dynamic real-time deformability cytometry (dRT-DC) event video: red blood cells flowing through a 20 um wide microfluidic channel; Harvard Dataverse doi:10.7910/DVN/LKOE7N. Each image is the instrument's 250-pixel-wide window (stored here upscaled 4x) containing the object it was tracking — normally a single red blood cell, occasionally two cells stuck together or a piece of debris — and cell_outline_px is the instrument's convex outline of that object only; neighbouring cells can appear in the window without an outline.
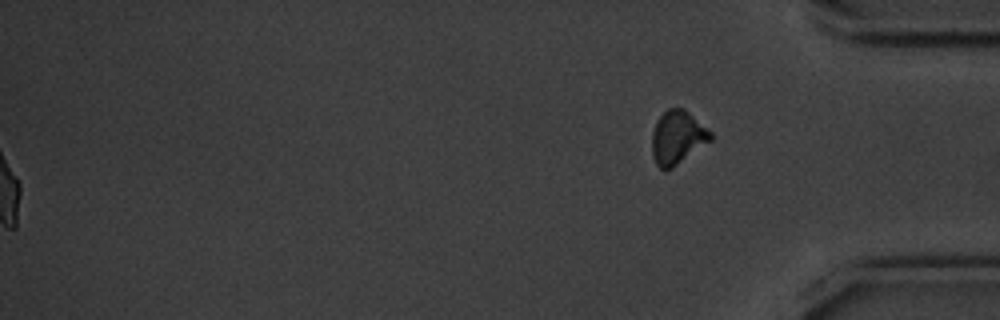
{"species": "common noctule bat (a hibernating species)", "species_latin": "Nyctalus noctula", "temperature_condition": "cold", "stored_images_in_passage": 44, "camera_frame_rate_fps": 3000, "um_per_image_px": 0.085, "animal": {"sex": "male", "body_mass_g": 20.1, "forearm_length_mm": 53.5}, "frame": {"image": 1, "passage_image": 44, "time_ms": 14.333, "image_size_px": [1000, 320], "cell_outline_px": [[712, 140], [672, 168], [664, 172], [656, 164], [652, 156], [652, 132], [656, 120], [668, 108], [684, 108], [708, 128], [712, 132]], "centroid_in_image_um": [57.58, 11.69], "position_along_channel_um": 377.6, "area_um2": 18.44}, "authors_computed_cell_mechanics": {"area_um2": 18.9584, "velocity_mm_per_s": 3.5934, "shape_relaxation_time_tau1_ms": 2.8994, "shape_relaxation_time_tau2_ms": 7.6237, "deformation_change_tau1": 0.0842, "deformation_change_tau2": 0.1034}}